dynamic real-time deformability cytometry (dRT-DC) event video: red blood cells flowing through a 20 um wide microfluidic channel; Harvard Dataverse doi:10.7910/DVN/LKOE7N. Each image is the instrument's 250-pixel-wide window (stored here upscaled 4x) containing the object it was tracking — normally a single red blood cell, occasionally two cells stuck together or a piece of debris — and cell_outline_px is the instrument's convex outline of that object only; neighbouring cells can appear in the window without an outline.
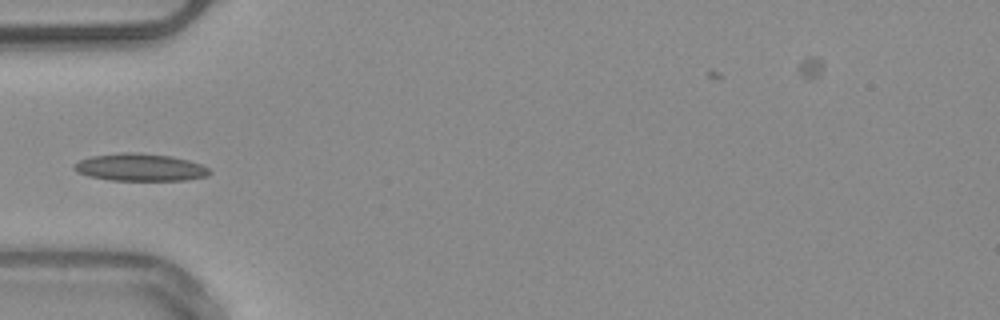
{"species": "common noctule bat (a hibernating species)", "species_latin": "Nyctalus noctula", "temperature_condition": "warm", "stored_images_in_passage": 4, "camera_frame_rate_fps": 3000, "um_per_image_px": 0.085, "animal": {"sex": "male", "body_mass_g": 20.4}, "frame": {"image": 1, "passage_image": 3, "time_ms": 3.667, "image_size_px": [1000, 320], "cell_outline_px": [[212, 172], [208, 176], [184, 180], [108, 180], [88, 176], [76, 172], [72, 168], [72, 164], [80, 160], [92, 156], [124, 152], [140, 152], [172, 156], [188, 160], [200, 164], [208, 168]], "centroid_in_image_um": [11.88, 14.22], "position_along_channel_um": 73.1, "area_um2": 21.79}}